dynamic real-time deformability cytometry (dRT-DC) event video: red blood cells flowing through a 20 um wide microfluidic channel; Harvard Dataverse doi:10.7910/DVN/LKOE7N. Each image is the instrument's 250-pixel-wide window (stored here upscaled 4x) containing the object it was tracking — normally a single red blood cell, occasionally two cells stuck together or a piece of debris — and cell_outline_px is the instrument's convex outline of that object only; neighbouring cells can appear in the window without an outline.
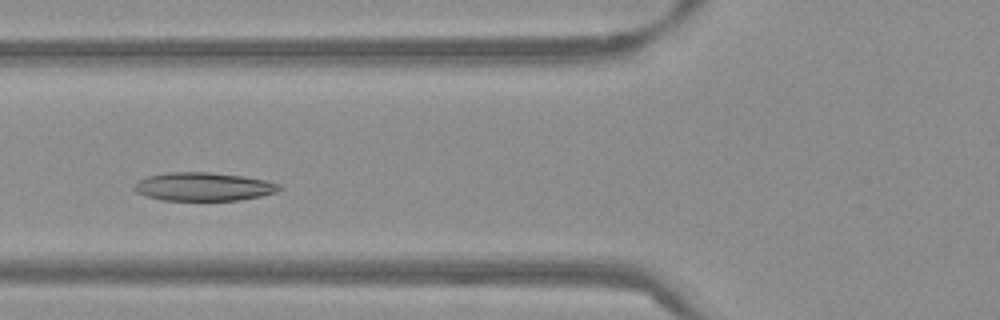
{"species": "Egyptian fruit bat (a non-hibernating species)", "species_latin": "Rousettus aegyptiacus", "temperature_condition": "warm", "stored_images_in_passage": 48, "segment_of_instrument_passage": [1, 2], "camera_frame_rate_fps": 3000, "um_per_image_px": 0.085, "frame": {"image": 1, "passage_image": 14, "time_ms": 4.333, "image_size_px": [1000, 320], "cell_outline_px": [[284, 188], [276, 192], [260, 196], [240, 200], [160, 200], [136, 192], [132, 188], [132, 184], [148, 176], [168, 172], [208, 172], [244, 176], [264, 180], [280, 184]], "centroid_in_image_um": [17.29, 15.86], "position_along_channel_um": 108.5, "area_um2": 24.04}}
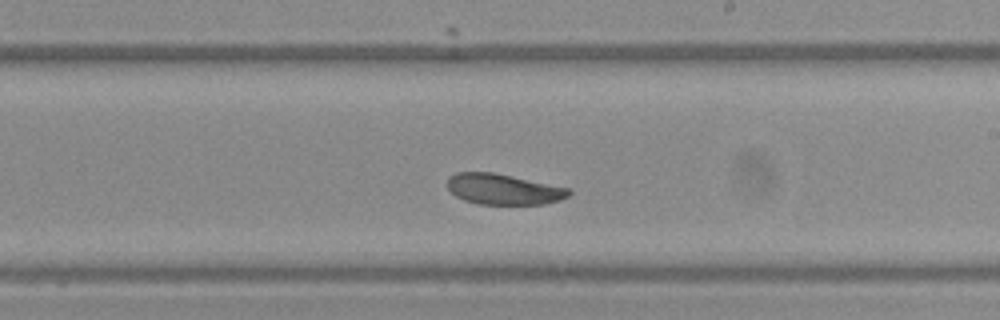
{"frame": {"image": 2, "passage_image": 25, "time_ms": 8.0, "image_size_px": [1000, 320], "cell_outline_px": [[572, 192], [568, 196], [560, 200], [544, 204], [480, 204], [464, 200], [456, 196], [448, 188], [448, 176], [456, 172], [492, 172], [512, 176], [568, 188]], "centroid_in_image_um": [42.77, 16.08], "position_along_channel_um": 246.2, "area_um2": 21.56}}
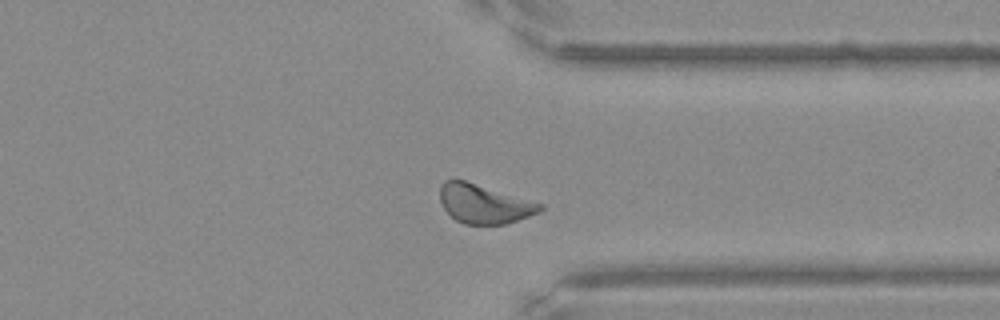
{"frame": {"image": 3, "passage_image": 35, "time_ms": 11.333, "image_size_px": [1000, 320], "cell_outline_px": [[544, 208], [540, 212], [504, 224], [464, 224], [456, 220], [444, 208], [440, 200], [440, 188], [444, 180], [452, 176], [544, 204]], "centroid_in_image_um": [41.12, 17.29], "position_along_channel_um": 370.3, "area_um2": 22.89}}